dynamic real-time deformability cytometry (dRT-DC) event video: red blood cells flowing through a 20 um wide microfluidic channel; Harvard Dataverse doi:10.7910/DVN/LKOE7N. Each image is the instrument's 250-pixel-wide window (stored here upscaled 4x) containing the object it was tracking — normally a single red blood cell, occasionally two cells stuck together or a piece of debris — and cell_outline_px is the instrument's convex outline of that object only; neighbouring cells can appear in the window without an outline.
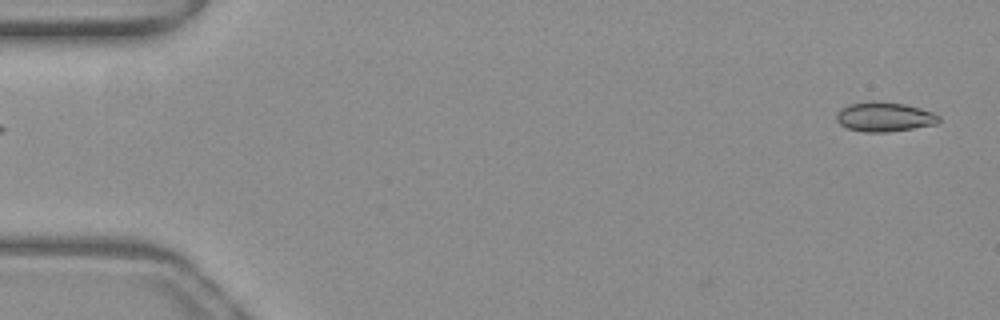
{"species": "common noctule bat (a hibernating species)", "species_latin": "Nyctalus noctula", "temperature_condition": "warm", "stored_images_in_passage": 3, "camera_frame_rate_fps": 3000, "um_per_image_px": 0.085, "animal": {"sex": "female", "body_mass_g": 19.3, "forearm_length_mm": 54.1}, "frame": {"image": 1, "passage_image": 3, "time_ms": 0.667, "image_size_px": [1000, 320], "cell_outline_px": [[940, 120], [936, 124], [888, 132], [864, 132], [848, 128], [840, 124], [836, 120], [836, 112], [840, 108], [848, 104], [872, 100], [876, 100], [904, 104], [920, 108], [932, 112], [940, 116]], "centroid_in_image_um": [75.13, 9.92], "position_along_channel_um": 9.9, "area_um2": 17.74}}